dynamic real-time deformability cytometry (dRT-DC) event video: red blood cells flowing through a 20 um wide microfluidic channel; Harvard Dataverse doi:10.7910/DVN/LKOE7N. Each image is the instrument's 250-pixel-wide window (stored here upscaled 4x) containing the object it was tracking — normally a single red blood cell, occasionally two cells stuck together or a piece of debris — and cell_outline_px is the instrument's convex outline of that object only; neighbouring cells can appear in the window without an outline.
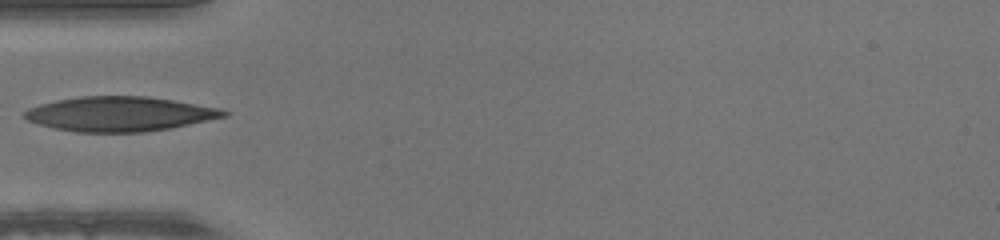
{"species": "human", "species_latin": "Homo sapiens", "temperature_condition": "warm", "stored_images_in_passage": 34, "camera_frame_rate_fps": 3000, "um_per_image_px": 0.085, "donor": {"sex": "male"}, "frame": {"image": 1, "passage_image": 1, "time_ms": 0.0, "image_size_px": [1000, 240], "cell_outline_px": [[228, 116], [172, 128], [144, 132], [76, 132], [56, 128], [40, 124], [28, 120], [24, 116], [24, 112], [28, 108], [40, 104], [56, 100], [80, 96], [148, 96], [220, 108], [228, 112]], "centroid_in_image_um": [10.19, 9.68], "position_along_channel_um": 74.8, "area_um2": 40.11}}
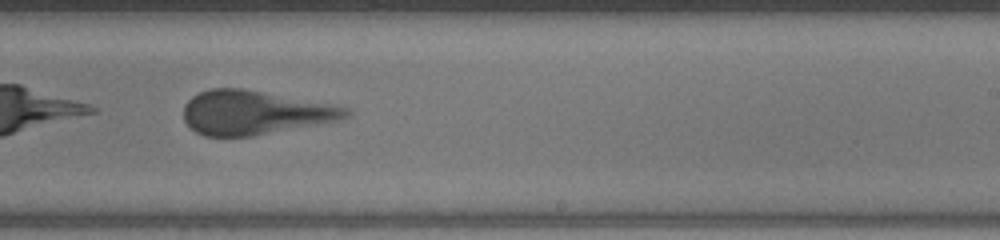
{"frame": {"image": 2, "passage_image": 15, "time_ms": 4.667, "image_size_px": [1000, 240], "cell_outline_px": [[352, 116], [340, 120], [252, 136], [204, 136], [196, 132], [184, 120], [184, 104], [192, 96], [208, 88], [240, 88], [332, 104], [352, 108]], "centroid_in_image_um": [21.67, 9.57], "position_along_channel_um": 267.3, "area_um2": 41.56}}
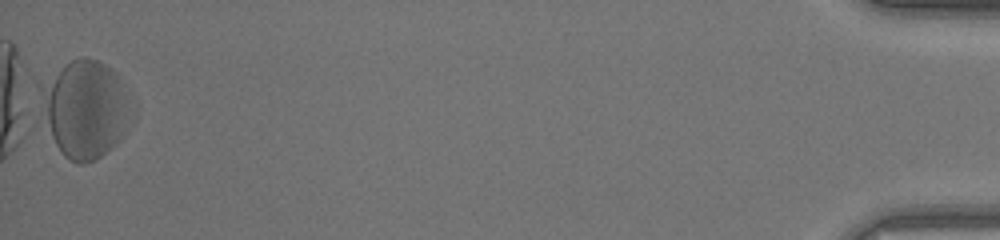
{"frame": {"image": 3, "passage_image": 34, "time_ms": 11.0, "image_size_px": [1000, 240], "cell_outline_px": [[136, 116], [132, 124], [120, 140], [112, 148], [96, 160], [84, 164], [76, 164], [68, 160], [64, 156], [56, 144], [44, 120], [44, 116], [48, 84], [72, 60], [80, 56], [84, 56], [96, 60], [112, 68], [120, 80], [136, 108]], "centroid_in_image_um": [7.44, 9.36], "position_along_channel_um": 427.8, "area_um2": 50.69}}